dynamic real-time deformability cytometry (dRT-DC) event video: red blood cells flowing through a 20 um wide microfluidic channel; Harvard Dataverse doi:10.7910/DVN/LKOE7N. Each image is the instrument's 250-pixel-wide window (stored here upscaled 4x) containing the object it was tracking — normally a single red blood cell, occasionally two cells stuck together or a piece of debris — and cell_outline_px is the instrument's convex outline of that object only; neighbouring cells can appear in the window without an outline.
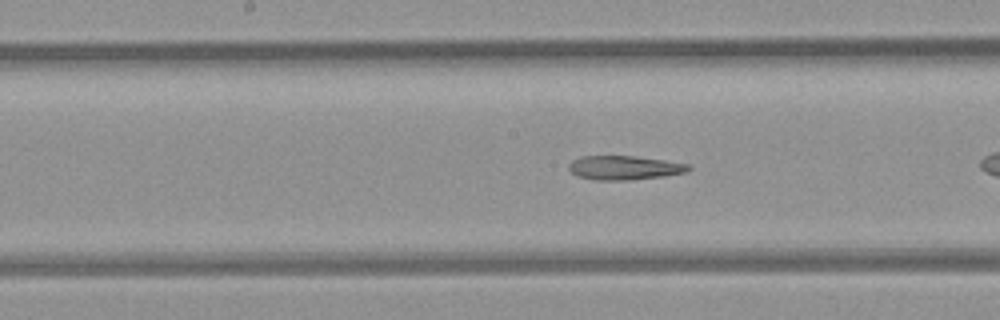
{"species": "common noctule bat (a hibernating species)", "species_latin": "Nyctalus noctula", "temperature_condition": "room temperature", "stored_images_in_passage": 25, "camera_frame_rate_fps": 3000, "um_per_image_px": 0.085, "animal": {"sex": "female", "body_mass_g": 21.9}, "frame": {"image": 1, "passage_image": 11, "time_ms": 3.333, "image_size_px": [1000, 320], "cell_outline_px": [[692, 168], [688, 172], [664, 176], [628, 180], [592, 180], [576, 176], [568, 168], [568, 164], [572, 160], [580, 156], [636, 156], [664, 160], [688, 164]], "centroid_in_image_um": [53.05, 14.26], "position_along_channel_um": 195.1, "area_um2": 16.94}}